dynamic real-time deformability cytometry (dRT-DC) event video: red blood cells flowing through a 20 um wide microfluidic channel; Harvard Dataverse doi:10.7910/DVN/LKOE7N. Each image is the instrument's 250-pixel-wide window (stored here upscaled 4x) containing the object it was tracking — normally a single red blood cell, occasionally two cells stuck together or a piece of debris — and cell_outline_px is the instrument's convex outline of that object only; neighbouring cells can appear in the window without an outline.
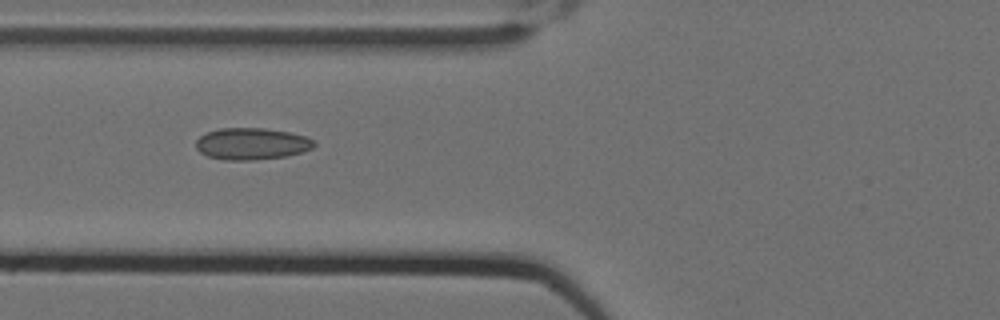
{"species": "Egyptian fruit bat (a non-hibernating species)", "species_latin": "Rousettus aegyptiacus", "temperature_condition": "cold", "stored_images_in_passage": 4, "camera_frame_rate_fps": 3000, "um_per_image_px": 0.085, "animal": {"sex": "female"}, "frame": {"image": 1, "passage_image": 3, "time_ms": 0.667, "image_size_px": [1000, 320], "cell_outline_px": [[316, 144], [312, 148], [288, 156], [252, 160], [224, 160], [208, 156], [200, 152], [196, 148], [196, 140], [200, 136], [208, 132], [220, 128], [264, 128], [288, 132], [304, 136], [312, 140]], "centroid_in_image_um": [21.37, 12.22], "position_along_channel_um": 104.4, "area_um2": 21.73}}
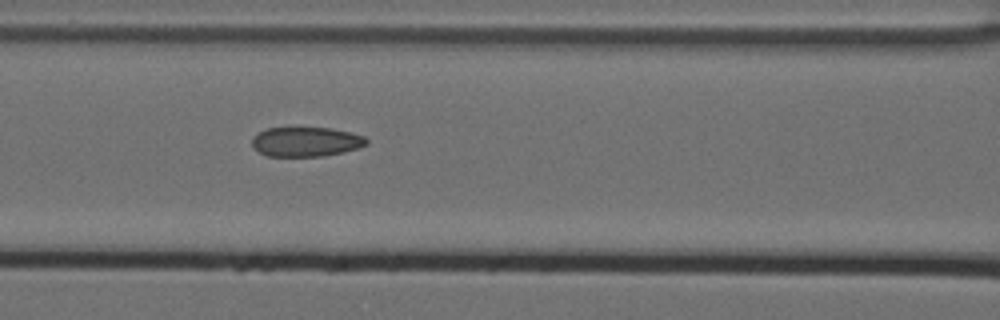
{"frame": {"image": 2, "passage_image": 4, "time_ms": 1.0, "image_size_px": [1000, 320], "cell_outline_px": [[368, 144], [360, 148], [344, 152], [324, 156], [268, 156], [252, 148], [252, 136], [268, 128], [332, 128], [352, 132], [364, 136], [368, 140]], "centroid_in_image_um": [26.04, 12.05], "position_along_channel_um": 140.6, "area_um2": 19.88}}